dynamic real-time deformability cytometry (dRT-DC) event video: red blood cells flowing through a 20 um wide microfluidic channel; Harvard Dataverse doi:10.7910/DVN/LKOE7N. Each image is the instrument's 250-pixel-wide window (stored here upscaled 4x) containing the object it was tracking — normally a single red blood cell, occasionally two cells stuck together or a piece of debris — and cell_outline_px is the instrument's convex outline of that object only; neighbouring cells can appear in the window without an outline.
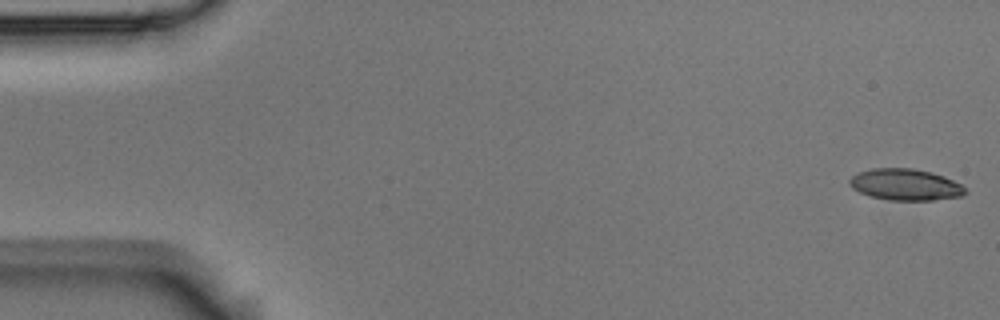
{"species": "Egyptian fruit bat (a non-hibernating species)", "species_latin": "Rousettus aegyptiacus", "temperature_condition": "room temperature", "stored_images_in_passage": 6, "segment_of_instrument_passage": [2, 2], "camera_frame_rate_fps": 3000, "um_per_image_px": 0.085, "animal": {"sex": "male"}, "frame": {"image": 1, "passage_image": 6, "time_ms": 1.667, "image_size_px": [1000, 320], "cell_outline_px": [[968, 192], [960, 196], [932, 200], [892, 200], [868, 196], [852, 188], [848, 184], [848, 180], [852, 176], [860, 172], [872, 168], [912, 168], [932, 172], [944, 176], [960, 184]], "centroid_in_image_um": [76.93, 15.69], "position_along_channel_um": 8.1, "area_um2": 21.15}}